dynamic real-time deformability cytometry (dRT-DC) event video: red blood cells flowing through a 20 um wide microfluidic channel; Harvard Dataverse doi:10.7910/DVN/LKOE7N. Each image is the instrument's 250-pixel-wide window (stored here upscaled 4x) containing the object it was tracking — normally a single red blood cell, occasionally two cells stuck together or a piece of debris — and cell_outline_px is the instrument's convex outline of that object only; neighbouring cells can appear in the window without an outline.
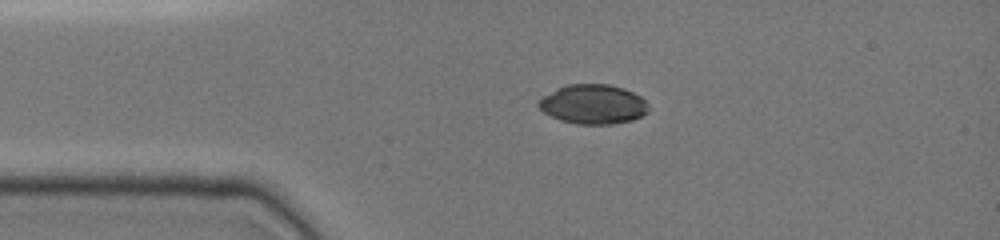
{"species": "common noctule bat (a hibernating species)", "species_latin": "Nyctalus noctula", "temperature_condition": "cold", "stored_images_in_passage": 7, "camera_frame_rate_fps": 3000, "um_per_image_px": 0.085, "animal": {"sex": "female", "body_mass_g": 19.0, "forearm_length_mm": 51.5}, "frame": {"image": 1, "passage_image": 1, "time_ms": 0.0, "image_size_px": [1000, 240], "cell_outline_px": [[648, 112], [632, 120], [612, 124], [576, 124], [560, 120], [544, 112], [536, 104], [544, 96], [568, 84], [608, 84], [624, 88], [640, 96], [648, 104]], "centroid_in_image_um": [50.44, 8.87], "position_along_channel_um": 34.6, "area_um2": 25.03}}